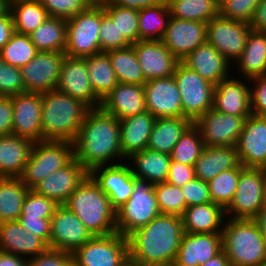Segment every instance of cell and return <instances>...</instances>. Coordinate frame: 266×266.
I'll return each instance as SVG.
<instances>
[{"label": "cell", "mask_w": 266, "mask_h": 266, "mask_svg": "<svg viewBox=\"0 0 266 266\" xmlns=\"http://www.w3.org/2000/svg\"><path fill=\"white\" fill-rule=\"evenodd\" d=\"M73 145L74 158L88 172L126 161L121 150L120 120L101 107L87 111Z\"/></svg>", "instance_id": "1"}, {"label": "cell", "mask_w": 266, "mask_h": 266, "mask_svg": "<svg viewBox=\"0 0 266 266\" xmlns=\"http://www.w3.org/2000/svg\"><path fill=\"white\" fill-rule=\"evenodd\" d=\"M184 233L181 216H156L128 236L129 261L137 266L173 265Z\"/></svg>", "instance_id": "2"}, {"label": "cell", "mask_w": 266, "mask_h": 266, "mask_svg": "<svg viewBox=\"0 0 266 266\" xmlns=\"http://www.w3.org/2000/svg\"><path fill=\"white\" fill-rule=\"evenodd\" d=\"M42 95V141L73 143L89 108L57 89Z\"/></svg>", "instance_id": "3"}, {"label": "cell", "mask_w": 266, "mask_h": 266, "mask_svg": "<svg viewBox=\"0 0 266 266\" xmlns=\"http://www.w3.org/2000/svg\"><path fill=\"white\" fill-rule=\"evenodd\" d=\"M221 238L232 266H266V242L256 219L226 218Z\"/></svg>", "instance_id": "4"}, {"label": "cell", "mask_w": 266, "mask_h": 266, "mask_svg": "<svg viewBox=\"0 0 266 266\" xmlns=\"http://www.w3.org/2000/svg\"><path fill=\"white\" fill-rule=\"evenodd\" d=\"M83 222L94 236L116 233V211L108 196L88 175L63 204Z\"/></svg>", "instance_id": "5"}, {"label": "cell", "mask_w": 266, "mask_h": 266, "mask_svg": "<svg viewBox=\"0 0 266 266\" xmlns=\"http://www.w3.org/2000/svg\"><path fill=\"white\" fill-rule=\"evenodd\" d=\"M74 159V145L67 141L35 142L20 180L29 189Z\"/></svg>", "instance_id": "6"}, {"label": "cell", "mask_w": 266, "mask_h": 266, "mask_svg": "<svg viewBox=\"0 0 266 266\" xmlns=\"http://www.w3.org/2000/svg\"><path fill=\"white\" fill-rule=\"evenodd\" d=\"M160 214L154 184L134 176L132 195L116 211L117 232L128 237Z\"/></svg>", "instance_id": "7"}, {"label": "cell", "mask_w": 266, "mask_h": 266, "mask_svg": "<svg viewBox=\"0 0 266 266\" xmlns=\"http://www.w3.org/2000/svg\"><path fill=\"white\" fill-rule=\"evenodd\" d=\"M100 28L101 4H90L81 13L67 19V42L64 53L71 57H87L101 53Z\"/></svg>", "instance_id": "8"}, {"label": "cell", "mask_w": 266, "mask_h": 266, "mask_svg": "<svg viewBox=\"0 0 266 266\" xmlns=\"http://www.w3.org/2000/svg\"><path fill=\"white\" fill-rule=\"evenodd\" d=\"M72 255L73 266H124L129 262L128 237L118 232L96 235Z\"/></svg>", "instance_id": "9"}, {"label": "cell", "mask_w": 266, "mask_h": 266, "mask_svg": "<svg viewBox=\"0 0 266 266\" xmlns=\"http://www.w3.org/2000/svg\"><path fill=\"white\" fill-rule=\"evenodd\" d=\"M178 85L183 115L193 123L213 108L215 85L179 62L173 74Z\"/></svg>", "instance_id": "10"}, {"label": "cell", "mask_w": 266, "mask_h": 266, "mask_svg": "<svg viewBox=\"0 0 266 266\" xmlns=\"http://www.w3.org/2000/svg\"><path fill=\"white\" fill-rule=\"evenodd\" d=\"M262 188L263 168H244L233 200L225 209L226 218L256 219L265 205Z\"/></svg>", "instance_id": "11"}, {"label": "cell", "mask_w": 266, "mask_h": 266, "mask_svg": "<svg viewBox=\"0 0 266 266\" xmlns=\"http://www.w3.org/2000/svg\"><path fill=\"white\" fill-rule=\"evenodd\" d=\"M250 31V23L227 19L218 14L207 23L206 42L233 65L244 51Z\"/></svg>", "instance_id": "12"}, {"label": "cell", "mask_w": 266, "mask_h": 266, "mask_svg": "<svg viewBox=\"0 0 266 266\" xmlns=\"http://www.w3.org/2000/svg\"><path fill=\"white\" fill-rule=\"evenodd\" d=\"M65 56L64 52L39 51L20 68L25 91L43 93L56 89Z\"/></svg>", "instance_id": "13"}, {"label": "cell", "mask_w": 266, "mask_h": 266, "mask_svg": "<svg viewBox=\"0 0 266 266\" xmlns=\"http://www.w3.org/2000/svg\"><path fill=\"white\" fill-rule=\"evenodd\" d=\"M94 237L83 222L64 205H58L51 218L50 248L73 253Z\"/></svg>", "instance_id": "14"}, {"label": "cell", "mask_w": 266, "mask_h": 266, "mask_svg": "<svg viewBox=\"0 0 266 266\" xmlns=\"http://www.w3.org/2000/svg\"><path fill=\"white\" fill-rule=\"evenodd\" d=\"M88 75L85 57L66 55L56 89L81 101L89 109L100 108L102 101L96 96Z\"/></svg>", "instance_id": "15"}, {"label": "cell", "mask_w": 266, "mask_h": 266, "mask_svg": "<svg viewBox=\"0 0 266 266\" xmlns=\"http://www.w3.org/2000/svg\"><path fill=\"white\" fill-rule=\"evenodd\" d=\"M211 108L194 124L199 128L205 146H235L244 128L245 119Z\"/></svg>", "instance_id": "16"}, {"label": "cell", "mask_w": 266, "mask_h": 266, "mask_svg": "<svg viewBox=\"0 0 266 266\" xmlns=\"http://www.w3.org/2000/svg\"><path fill=\"white\" fill-rule=\"evenodd\" d=\"M89 175L108 196L112 208L117 211L132 195L134 175L127 162L101 165L93 168Z\"/></svg>", "instance_id": "17"}, {"label": "cell", "mask_w": 266, "mask_h": 266, "mask_svg": "<svg viewBox=\"0 0 266 266\" xmlns=\"http://www.w3.org/2000/svg\"><path fill=\"white\" fill-rule=\"evenodd\" d=\"M206 36L207 23L170 17L161 41L181 62L206 43Z\"/></svg>", "instance_id": "18"}, {"label": "cell", "mask_w": 266, "mask_h": 266, "mask_svg": "<svg viewBox=\"0 0 266 266\" xmlns=\"http://www.w3.org/2000/svg\"><path fill=\"white\" fill-rule=\"evenodd\" d=\"M146 109L156 118L185 117L174 76L147 80L144 84Z\"/></svg>", "instance_id": "19"}, {"label": "cell", "mask_w": 266, "mask_h": 266, "mask_svg": "<svg viewBox=\"0 0 266 266\" xmlns=\"http://www.w3.org/2000/svg\"><path fill=\"white\" fill-rule=\"evenodd\" d=\"M13 105L12 134L42 141V95L41 93L25 92L11 96Z\"/></svg>", "instance_id": "20"}, {"label": "cell", "mask_w": 266, "mask_h": 266, "mask_svg": "<svg viewBox=\"0 0 266 266\" xmlns=\"http://www.w3.org/2000/svg\"><path fill=\"white\" fill-rule=\"evenodd\" d=\"M235 146L245 168H266V116L246 118Z\"/></svg>", "instance_id": "21"}, {"label": "cell", "mask_w": 266, "mask_h": 266, "mask_svg": "<svg viewBox=\"0 0 266 266\" xmlns=\"http://www.w3.org/2000/svg\"><path fill=\"white\" fill-rule=\"evenodd\" d=\"M232 73L233 77L231 74L215 85L213 109L228 115L249 117L252 114L250 81Z\"/></svg>", "instance_id": "22"}, {"label": "cell", "mask_w": 266, "mask_h": 266, "mask_svg": "<svg viewBox=\"0 0 266 266\" xmlns=\"http://www.w3.org/2000/svg\"><path fill=\"white\" fill-rule=\"evenodd\" d=\"M88 175L89 172L74 158L68 165L37 183L32 190L63 205Z\"/></svg>", "instance_id": "23"}, {"label": "cell", "mask_w": 266, "mask_h": 266, "mask_svg": "<svg viewBox=\"0 0 266 266\" xmlns=\"http://www.w3.org/2000/svg\"><path fill=\"white\" fill-rule=\"evenodd\" d=\"M132 46L146 81L172 76L180 62L161 40H139Z\"/></svg>", "instance_id": "24"}, {"label": "cell", "mask_w": 266, "mask_h": 266, "mask_svg": "<svg viewBox=\"0 0 266 266\" xmlns=\"http://www.w3.org/2000/svg\"><path fill=\"white\" fill-rule=\"evenodd\" d=\"M221 251V233L185 232L172 266H201Z\"/></svg>", "instance_id": "25"}, {"label": "cell", "mask_w": 266, "mask_h": 266, "mask_svg": "<svg viewBox=\"0 0 266 266\" xmlns=\"http://www.w3.org/2000/svg\"><path fill=\"white\" fill-rule=\"evenodd\" d=\"M181 62L214 85L229 77L233 69L232 64L207 42L198 46Z\"/></svg>", "instance_id": "26"}, {"label": "cell", "mask_w": 266, "mask_h": 266, "mask_svg": "<svg viewBox=\"0 0 266 266\" xmlns=\"http://www.w3.org/2000/svg\"><path fill=\"white\" fill-rule=\"evenodd\" d=\"M101 108L119 120L146 112L144 85L119 82L102 100Z\"/></svg>", "instance_id": "27"}, {"label": "cell", "mask_w": 266, "mask_h": 266, "mask_svg": "<svg viewBox=\"0 0 266 266\" xmlns=\"http://www.w3.org/2000/svg\"><path fill=\"white\" fill-rule=\"evenodd\" d=\"M48 245L32 232L21 226L19 221L0 223V250L24 258H31L44 252Z\"/></svg>", "instance_id": "28"}, {"label": "cell", "mask_w": 266, "mask_h": 266, "mask_svg": "<svg viewBox=\"0 0 266 266\" xmlns=\"http://www.w3.org/2000/svg\"><path fill=\"white\" fill-rule=\"evenodd\" d=\"M244 167L236 146H205L194 169L197 178L209 182L222 171Z\"/></svg>", "instance_id": "29"}, {"label": "cell", "mask_w": 266, "mask_h": 266, "mask_svg": "<svg viewBox=\"0 0 266 266\" xmlns=\"http://www.w3.org/2000/svg\"><path fill=\"white\" fill-rule=\"evenodd\" d=\"M156 117L149 111L120 120V142L122 156L147 149Z\"/></svg>", "instance_id": "30"}, {"label": "cell", "mask_w": 266, "mask_h": 266, "mask_svg": "<svg viewBox=\"0 0 266 266\" xmlns=\"http://www.w3.org/2000/svg\"><path fill=\"white\" fill-rule=\"evenodd\" d=\"M34 141L13 134L0 136V177L19 178Z\"/></svg>", "instance_id": "31"}, {"label": "cell", "mask_w": 266, "mask_h": 266, "mask_svg": "<svg viewBox=\"0 0 266 266\" xmlns=\"http://www.w3.org/2000/svg\"><path fill=\"white\" fill-rule=\"evenodd\" d=\"M232 66L237 76L247 80L266 75V32L251 29L244 51Z\"/></svg>", "instance_id": "32"}, {"label": "cell", "mask_w": 266, "mask_h": 266, "mask_svg": "<svg viewBox=\"0 0 266 266\" xmlns=\"http://www.w3.org/2000/svg\"><path fill=\"white\" fill-rule=\"evenodd\" d=\"M181 218L184 232L221 233L226 215L222 206L211 202L187 207Z\"/></svg>", "instance_id": "33"}, {"label": "cell", "mask_w": 266, "mask_h": 266, "mask_svg": "<svg viewBox=\"0 0 266 266\" xmlns=\"http://www.w3.org/2000/svg\"><path fill=\"white\" fill-rule=\"evenodd\" d=\"M132 174L153 184L166 182L171 157L151 149L135 152L126 158Z\"/></svg>", "instance_id": "34"}, {"label": "cell", "mask_w": 266, "mask_h": 266, "mask_svg": "<svg viewBox=\"0 0 266 266\" xmlns=\"http://www.w3.org/2000/svg\"><path fill=\"white\" fill-rule=\"evenodd\" d=\"M192 123L187 117L156 118L147 148L170 155Z\"/></svg>", "instance_id": "35"}, {"label": "cell", "mask_w": 266, "mask_h": 266, "mask_svg": "<svg viewBox=\"0 0 266 266\" xmlns=\"http://www.w3.org/2000/svg\"><path fill=\"white\" fill-rule=\"evenodd\" d=\"M29 37L38 51L65 52L67 20L49 16Z\"/></svg>", "instance_id": "36"}, {"label": "cell", "mask_w": 266, "mask_h": 266, "mask_svg": "<svg viewBox=\"0 0 266 266\" xmlns=\"http://www.w3.org/2000/svg\"><path fill=\"white\" fill-rule=\"evenodd\" d=\"M88 76L96 96L102 101L119 83L106 52L85 57Z\"/></svg>", "instance_id": "37"}, {"label": "cell", "mask_w": 266, "mask_h": 266, "mask_svg": "<svg viewBox=\"0 0 266 266\" xmlns=\"http://www.w3.org/2000/svg\"><path fill=\"white\" fill-rule=\"evenodd\" d=\"M14 31L30 35L44 23L49 14L39 0H11Z\"/></svg>", "instance_id": "38"}, {"label": "cell", "mask_w": 266, "mask_h": 266, "mask_svg": "<svg viewBox=\"0 0 266 266\" xmlns=\"http://www.w3.org/2000/svg\"><path fill=\"white\" fill-rule=\"evenodd\" d=\"M29 190L20 178L0 177V223L18 220Z\"/></svg>", "instance_id": "39"}, {"label": "cell", "mask_w": 266, "mask_h": 266, "mask_svg": "<svg viewBox=\"0 0 266 266\" xmlns=\"http://www.w3.org/2000/svg\"><path fill=\"white\" fill-rule=\"evenodd\" d=\"M120 83L144 85L146 80L133 46L106 51Z\"/></svg>", "instance_id": "40"}, {"label": "cell", "mask_w": 266, "mask_h": 266, "mask_svg": "<svg viewBox=\"0 0 266 266\" xmlns=\"http://www.w3.org/2000/svg\"><path fill=\"white\" fill-rule=\"evenodd\" d=\"M170 17L163 3L138 10L139 40H162Z\"/></svg>", "instance_id": "41"}, {"label": "cell", "mask_w": 266, "mask_h": 266, "mask_svg": "<svg viewBox=\"0 0 266 266\" xmlns=\"http://www.w3.org/2000/svg\"><path fill=\"white\" fill-rule=\"evenodd\" d=\"M171 17L208 23L218 15L214 0H173L168 4Z\"/></svg>", "instance_id": "42"}, {"label": "cell", "mask_w": 266, "mask_h": 266, "mask_svg": "<svg viewBox=\"0 0 266 266\" xmlns=\"http://www.w3.org/2000/svg\"><path fill=\"white\" fill-rule=\"evenodd\" d=\"M39 51L29 35L13 32L9 41L0 49V58L17 68L25 66Z\"/></svg>", "instance_id": "43"}, {"label": "cell", "mask_w": 266, "mask_h": 266, "mask_svg": "<svg viewBox=\"0 0 266 266\" xmlns=\"http://www.w3.org/2000/svg\"><path fill=\"white\" fill-rule=\"evenodd\" d=\"M203 142L199 128L192 123L182 134L179 141L170 153L171 160L186 165L195 166V163L203 149Z\"/></svg>", "instance_id": "44"}, {"label": "cell", "mask_w": 266, "mask_h": 266, "mask_svg": "<svg viewBox=\"0 0 266 266\" xmlns=\"http://www.w3.org/2000/svg\"><path fill=\"white\" fill-rule=\"evenodd\" d=\"M245 167L222 171L208 182L212 202L226 209L232 202L237 189L240 172Z\"/></svg>", "instance_id": "45"}, {"label": "cell", "mask_w": 266, "mask_h": 266, "mask_svg": "<svg viewBox=\"0 0 266 266\" xmlns=\"http://www.w3.org/2000/svg\"><path fill=\"white\" fill-rule=\"evenodd\" d=\"M104 11L116 23L119 37H125L131 44L139 41L138 10L115 4H102Z\"/></svg>", "instance_id": "46"}, {"label": "cell", "mask_w": 266, "mask_h": 266, "mask_svg": "<svg viewBox=\"0 0 266 266\" xmlns=\"http://www.w3.org/2000/svg\"><path fill=\"white\" fill-rule=\"evenodd\" d=\"M154 191L161 214L181 216L186 210V201L181 187L163 182L154 184Z\"/></svg>", "instance_id": "47"}, {"label": "cell", "mask_w": 266, "mask_h": 266, "mask_svg": "<svg viewBox=\"0 0 266 266\" xmlns=\"http://www.w3.org/2000/svg\"><path fill=\"white\" fill-rule=\"evenodd\" d=\"M58 204L45 196L36 194L32 189L28 191L23 202L21 214L27 218L51 219Z\"/></svg>", "instance_id": "48"}, {"label": "cell", "mask_w": 266, "mask_h": 266, "mask_svg": "<svg viewBox=\"0 0 266 266\" xmlns=\"http://www.w3.org/2000/svg\"><path fill=\"white\" fill-rule=\"evenodd\" d=\"M99 31V43L102 52L112 49H123L132 45L125 37H119L116 23H113L112 18L104 11L102 4L101 28Z\"/></svg>", "instance_id": "49"}, {"label": "cell", "mask_w": 266, "mask_h": 266, "mask_svg": "<svg viewBox=\"0 0 266 266\" xmlns=\"http://www.w3.org/2000/svg\"><path fill=\"white\" fill-rule=\"evenodd\" d=\"M261 0H225L218 7L221 17L250 23Z\"/></svg>", "instance_id": "50"}, {"label": "cell", "mask_w": 266, "mask_h": 266, "mask_svg": "<svg viewBox=\"0 0 266 266\" xmlns=\"http://www.w3.org/2000/svg\"><path fill=\"white\" fill-rule=\"evenodd\" d=\"M25 92L20 68L9 65L0 58V95L11 97Z\"/></svg>", "instance_id": "51"}, {"label": "cell", "mask_w": 266, "mask_h": 266, "mask_svg": "<svg viewBox=\"0 0 266 266\" xmlns=\"http://www.w3.org/2000/svg\"><path fill=\"white\" fill-rule=\"evenodd\" d=\"M49 16L69 19L81 13L91 3L89 0H39Z\"/></svg>", "instance_id": "52"}, {"label": "cell", "mask_w": 266, "mask_h": 266, "mask_svg": "<svg viewBox=\"0 0 266 266\" xmlns=\"http://www.w3.org/2000/svg\"><path fill=\"white\" fill-rule=\"evenodd\" d=\"M181 190L187 207L212 202L208 182L200 178L195 177L182 186Z\"/></svg>", "instance_id": "53"}, {"label": "cell", "mask_w": 266, "mask_h": 266, "mask_svg": "<svg viewBox=\"0 0 266 266\" xmlns=\"http://www.w3.org/2000/svg\"><path fill=\"white\" fill-rule=\"evenodd\" d=\"M27 266H73V255L48 247L41 254L28 258Z\"/></svg>", "instance_id": "54"}, {"label": "cell", "mask_w": 266, "mask_h": 266, "mask_svg": "<svg viewBox=\"0 0 266 266\" xmlns=\"http://www.w3.org/2000/svg\"><path fill=\"white\" fill-rule=\"evenodd\" d=\"M249 81L251 112L253 115L266 116V75L252 78Z\"/></svg>", "instance_id": "55"}, {"label": "cell", "mask_w": 266, "mask_h": 266, "mask_svg": "<svg viewBox=\"0 0 266 266\" xmlns=\"http://www.w3.org/2000/svg\"><path fill=\"white\" fill-rule=\"evenodd\" d=\"M18 221L22 227L41 238L50 248L51 219L19 216Z\"/></svg>", "instance_id": "56"}, {"label": "cell", "mask_w": 266, "mask_h": 266, "mask_svg": "<svg viewBox=\"0 0 266 266\" xmlns=\"http://www.w3.org/2000/svg\"><path fill=\"white\" fill-rule=\"evenodd\" d=\"M195 177L194 166L171 160L166 182L173 186L182 187Z\"/></svg>", "instance_id": "57"}, {"label": "cell", "mask_w": 266, "mask_h": 266, "mask_svg": "<svg viewBox=\"0 0 266 266\" xmlns=\"http://www.w3.org/2000/svg\"><path fill=\"white\" fill-rule=\"evenodd\" d=\"M13 105L11 97L0 98V136L12 134Z\"/></svg>", "instance_id": "58"}, {"label": "cell", "mask_w": 266, "mask_h": 266, "mask_svg": "<svg viewBox=\"0 0 266 266\" xmlns=\"http://www.w3.org/2000/svg\"><path fill=\"white\" fill-rule=\"evenodd\" d=\"M250 27L255 31L266 32V0H261L257 5Z\"/></svg>", "instance_id": "59"}, {"label": "cell", "mask_w": 266, "mask_h": 266, "mask_svg": "<svg viewBox=\"0 0 266 266\" xmlns=\"http://www.w3.org/2000/svg\"><path fill=\"white\" fill-rule=\"evenodd\" d=\"M14 32L11 12L0 16V49L9 41Z\"/></svg>", "instance_id": "60"}, {"label": "cell", "mask_w": 266, "mask_h": 266, "mask_svg": "<svg viewBox=\"0 0 266 266\" xmlns=\"http://www.w3.org/2000/svg\"><path fill=\"white\" fill-rule=\"evenodd\" d=\"M161 3L160 0H107L101 4H115L127 8L140 10Z\"/></svg>", "instance_id": "61"}, {"label": "cell", "mask_w": 266, "mask_h": 266, "mask_svg": "<svg viewBox=\"0 0 266 266\" xmlns=\"http://www.w3.org/2000/svg\"><path fill=\"white\" fill-rule=\"evenodd\" d=\"M28 259L0 250V266H27Z\"/></svg>", "instance_id": "62"}, {"label": "cell", "mask_w": 266, "mask_h": 266, "mask_svg": "<svg viewBox=\"0 0 266 266\" xmlns=\"http://www.w3.org/2000/svg\"><path fill=\"white\" fill-rule=\"evenodd\" d=\"M201 266H232V264L222 250L218 255L210 258Z\"/></svg>", "instance_id": "63"}, {"label": "cell", "mask_w": 266, "mask_h": 266, "mask_svg": "<svg viewBox=\"0 0 266 266\" xmlns=\"http://www.w3.org/2000/svg\"><path fill=\"white\" fill-rule=\"evenodd\" d=\"M11 10V0H0V16L9 14Z\"/></svg>", "instance_id": "64"}, {"label": "cell", "mask_w": 266, "mask_h": 266, "mask_svg": "<svg viewBox=\"0 0 266 266\" xmlns=\"http://www.w3.org/2000/svg\"><path fill=\"white\" fill-rule=\"evenodd\" d=\"M256 220L258 223H266V205L261 208L260 214Z\"/></svg>", "instance_id": "65"}, {"label": "cell", "mask_w": 266, "mask_h": 266, "mask_svg": "<svg viewBox=\"0 0 266 266\" xmlns=\"http://www.w3.org/2000/svg\"><path fill=\"white\" fill-rule=\"evenodd\" d=\"M262 192H263V200H264V203L266 205V168L263 169V188H262Z\"/></svg>", "instance_id": "66"}, {"label": "cell", "mask_w": 266, "mask_h": 266, "mask_svg": "<svg viewBox=\"0 0 266 266\" xmlns=\"http://www.w3.org/2000/svg\"><path fill=\"white\" fill-rule=\"evenodd\" d=\"M261 230H262V234H263V238L266 242V223H259Z\"/></svg>", "instance_id": "67"}, {"label": "cell", "mask_w": 266, "mask_h": 266, "mask_svg": "<svg viewBox=\"0 0 266 266\" xmlns=\"http://www.w3.org/2000/svg\"><path fill=\"white\" fill-rule=\"evenodd\" d=\"M91 4H101L106 2L107 0H89Z\"/></svg>", "instance_id": "68"}, {"label": "cell", "mask_w": 266, "mask_h": 266, "mask_svg": "<svg viewBox=\"0 0 266 266\" xmlns=\"http://www.w3.org/2000/svg\"><path fill=\"white\" fill-rule=\"evenodd\" d=\"M163 4H170L173 0H160Z\"/></svg>", "instance_id": "69"}, {"label": "cell", "mask_w": 266, "mask_h": 266, "mask_svg": "<svg viewBox=\"0 0 266 266\" xmlns=\"http://www.w3.org/2000/svg\"><path fill=\"white\" fill-rule=\"evenodd\" d=\"M124 266H137L135 263H132L131 261H129L127 264H125Z\"/></svg>", "instance_id": "70"}, {"label": "cell", "mask_w": 266, "mask_h": 266, "mask_svg": "<svg viewBox=\"0 0 266 266\" xmlns=\"http://www.w3.org/2000/svg\"><path fill=\"white\" fill-rule=\"evenodd\" d=\"M218 5H220L225 0H214Z\"/></svg>", "instance_id": "71"}, {"label": "cell", "mask_w": 266, "mask_h": 266, "mask_svg": "<svg viewBox=\"0 0 266 266\" xmlns=\"http://www.w3.org/2000/svg\"><path fill=\"white\" fill-rule=\"evenodd\" d=\"M155 266H172V265H155Z\"/></svg>", "instance_id": "72"}]
</instances>
